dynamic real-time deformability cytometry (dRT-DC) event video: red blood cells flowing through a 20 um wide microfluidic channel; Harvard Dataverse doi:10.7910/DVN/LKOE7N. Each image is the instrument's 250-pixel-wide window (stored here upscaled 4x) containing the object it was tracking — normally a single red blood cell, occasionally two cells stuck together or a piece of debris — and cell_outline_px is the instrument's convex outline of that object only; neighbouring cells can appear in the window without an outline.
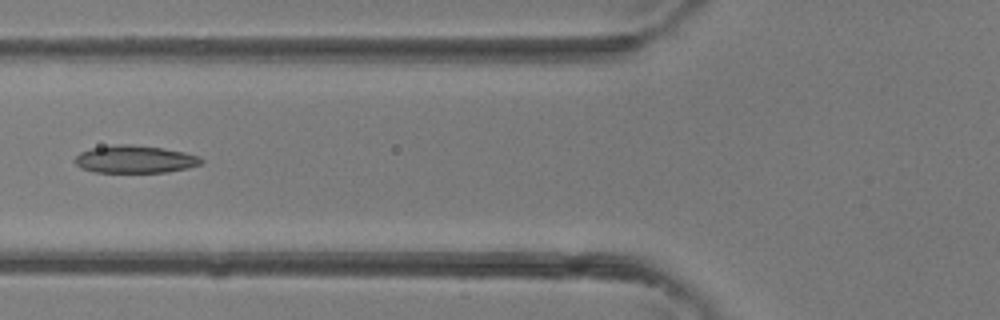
{"species": "common noctule bat (a hibernating species)", "species_latin": "Nyctalus noctula", "temperature_condition": "room temperature", "stored_images_in_passage": 5, "camera_frame_rate_fps": 3000, "um_per_image_px": 0.085, "animal": {"sex": "female"}, "frame": {"image": 1, "passage_image": 5, "time_ms": 1.333, "image_size_px": [1000, 320], "cell_outline_px": [[204, 160], [200, 164], [188, 168], [168, 172], [96, 172], [80, 168], [76, 164], [76, 156], [80, 152], [92, 148], [112, 144], [132, 144], [164, 148], [184, 152], [200, 156]], "centroid_in_image_um": [11.49, 13.53], "position_along_channel_um": 114.3, "area_um2": 20.4}}